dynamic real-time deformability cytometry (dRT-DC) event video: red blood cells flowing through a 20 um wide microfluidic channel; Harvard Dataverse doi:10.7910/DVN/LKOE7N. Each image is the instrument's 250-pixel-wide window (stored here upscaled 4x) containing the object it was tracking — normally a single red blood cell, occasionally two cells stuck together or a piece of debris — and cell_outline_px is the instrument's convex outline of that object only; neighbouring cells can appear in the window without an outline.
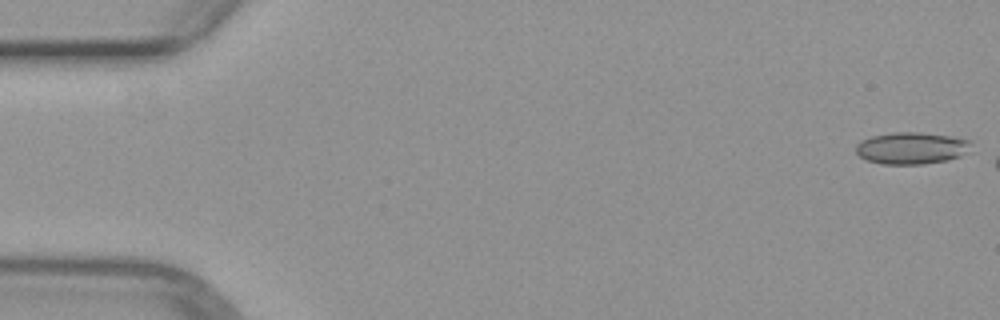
{"species": "common noctule bat (a hibernating species)", "species_latin": "Nyctalus noctula", "temperature_condition": "warm", "stored_images_in_passage": 9, "camera_frame_rate_fps": 3000, "um_per_image_px": 0.085, "animal": {"sex": "female", "body_mass_g": 29.2, "forearm_length_mm": 56.3}, "frame": {"image": 1, "passage_image": 1, "time_ms": 0.0, "image_size_px": [1000, 320], "cell_outline_px": [[972, 144], [960, 156], [948, 160], [924, 164], [880, 164], [864, 160], [856, 152], [856, 144], [860, 140], [872, 136], [892, 132], [920, 132], [948, 136], [972, 140]], "centroid_in_image_um": [77.43, 12.59], "position_along_channel_um": 7.6, "area_um2": 21.5}}